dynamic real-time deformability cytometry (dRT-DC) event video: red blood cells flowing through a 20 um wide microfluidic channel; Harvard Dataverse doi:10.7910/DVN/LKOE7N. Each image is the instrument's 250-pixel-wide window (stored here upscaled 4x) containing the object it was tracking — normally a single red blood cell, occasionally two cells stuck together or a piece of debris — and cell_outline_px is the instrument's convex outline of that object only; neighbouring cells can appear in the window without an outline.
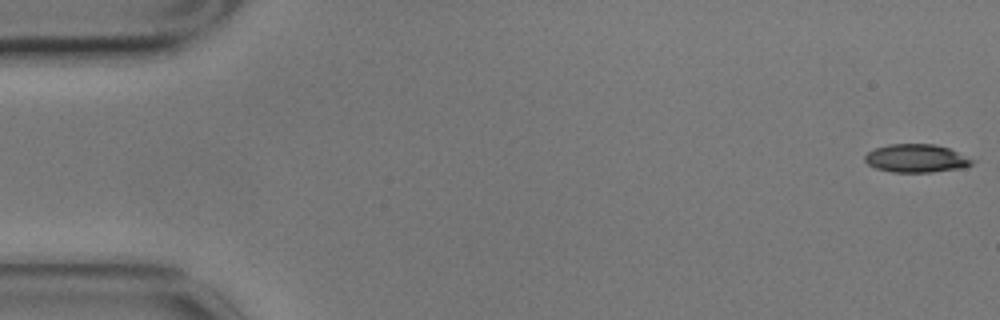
{"species": "common noctule bat (a hibernating species)", "species_latin": "Nyctalus noctula", "temperature_condition": "cold", "stored_images_in_passage": 10, "camera_frame_rate_fps": 3000, "um_per_image_px": 0.085, "animal": {"sex": "male", "body_mass_g": 17.9}, "frame": {"image": 1, "passage_image": 1, "time_ms": 0.0, "image_size_px": [1000, 320], "cell_outline_px": [[976, 160], [972, 164], [964, 168], [932, 172], [892, 172], [876, 168], [868, 164], [864, 160], [864, 156], [868, 152], [876, 148], [888, 144], [936, 144], [948, 148]], "centroid_in_image_um": [77.9, 13.46], "position_along_channel_um": 7.1, "area_um2": 17.69}}